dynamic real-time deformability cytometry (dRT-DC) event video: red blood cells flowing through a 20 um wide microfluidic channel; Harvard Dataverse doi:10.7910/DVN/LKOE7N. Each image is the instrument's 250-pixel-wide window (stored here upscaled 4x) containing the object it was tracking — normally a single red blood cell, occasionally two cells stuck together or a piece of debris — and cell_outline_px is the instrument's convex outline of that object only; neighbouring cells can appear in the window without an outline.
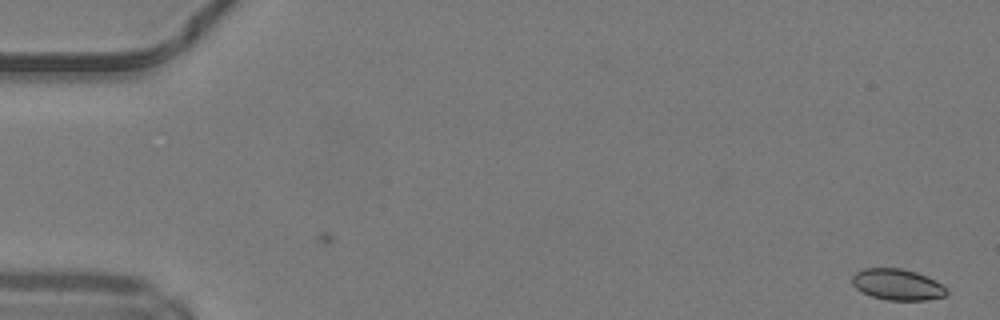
{"species": "common noctule bat (a hibernating species)", "species_latin": "Nyctalus noctula", "temperature_condition": "warm", "stored_images_in_passage": 10, "camera_frame_rate_fps": 3000, "um_per_image_px": 0.085, "animal": {"sex": "male", "body_mass_g": 19.2, "forearm_length_mm": 51.8}, "frame": {"image": 1, "passage_image": 1, "time_ms": 0.0, "image_size_px": [1000, 320], "cell_outline_px": [[948, 292], [944, 296], [928, 300], [888, 300], [872, 296], [856, 288], [852, 284], [852, 276], [856, 272], [864, 268], [900, 268], [916, 272], [936, 280]], "centroid_in_image_um": [76.27, 24.18], "position_along_channel_um": 8.7, "area_um2": 16.99}}